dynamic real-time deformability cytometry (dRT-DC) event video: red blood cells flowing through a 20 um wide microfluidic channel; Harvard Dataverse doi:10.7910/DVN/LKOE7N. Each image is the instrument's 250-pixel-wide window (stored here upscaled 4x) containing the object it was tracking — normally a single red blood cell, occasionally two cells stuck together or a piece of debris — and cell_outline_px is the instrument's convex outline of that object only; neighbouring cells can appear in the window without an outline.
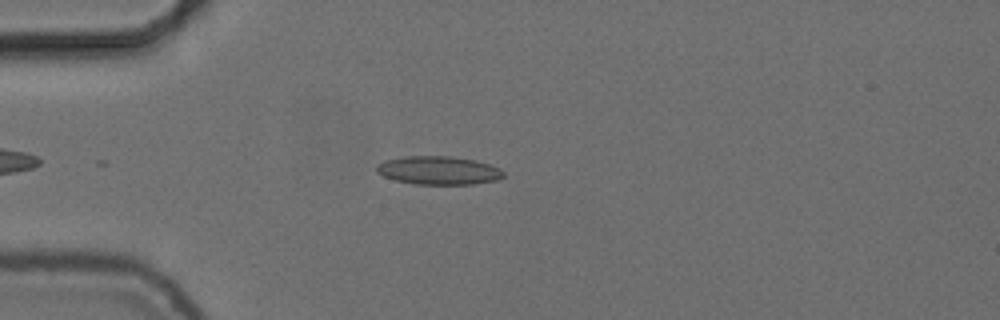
{"species": "common noctule bat (a hibernating species)", "species_latin": "Nyctalus noctula", "temperature_condition": "cold", "stored_images_in_passage": 38, "camera_frame_rate_fps": 3000, "um_per_image_px": 0.085, "animal": {"sex": "female", "body_mass_g": 24.6, "forearm_length_mm": 56.2}, "frame": {"image": 1, "passage_image": 1, "time_ms": 0.0, "image_size_px": [1000, 320], "cell_outline_px": [[504, 176], [496, 180], [472, 184], [416, 184], [396, 180], [384, 176], [376, 172], [376, 164], [384, 160], [404, 156], [452, 156], [476, 160], [500, 168], [504, 172]], "centroid_in_image_um": [37.26, 14.47], "position_along_channel_um": 47.7, "area_um2": 21.04}}
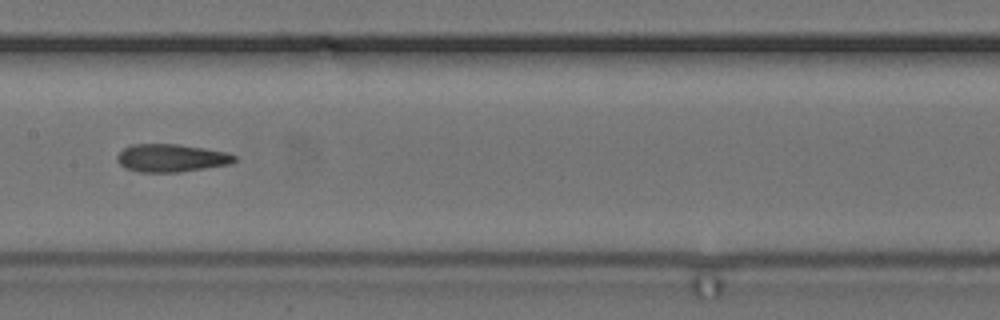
{"frame": {"image": 2, "passage_image": 14, "time_ms": 4.333, "image_size_px": [1000, 320], "cell_outline_px": [[236, 160], [232, 164], [180, 172], [140, 172], [124, 168], [116, 160], [116, 156], [124, 148], [132, 144], [180, 144], [228, 152], [236, 156]], "centroid_in_image_um": [14.57, 13.43], "position_along_channel_um": 192.8, "area_um2": 19.25}}
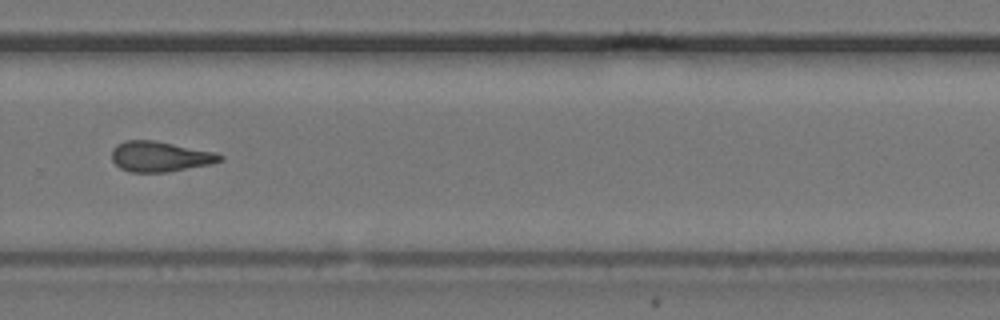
{"frame": {"image": 3, "passage_image": 24, "time_ms": 7.667, "image_size_px": [1000, 320], "cell_outline_px": [[224, 160], [212, 164], [168, 172], [128, 172], [120, 168], [112, 160], [112, 148], [116, 144], [124, 140], [156, 140], [212, 152], [224, 156]], "centroid_in_image_um": [13.58, 13.31], "position_along_channel_um": 316.2, "area_um2": 19.25}, "authors_computed_cell_mechanics": {"area_um2": 19.1607, "velocity_mm_per_s": 3.7183, "shape_relaxation_time_tau1_ms": null, "shape_relaxation_time_tau2_ms": 2.2639, "deformation_change_tau1": null, "deformation_change_tau2": 0.0971}}